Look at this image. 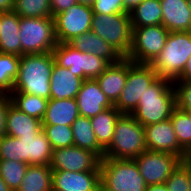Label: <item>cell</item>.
Returning a JSON list of instances; mask_svg holds the SVG:
<instances>
[{"instance_id":"cell-12","label":"cell","mask_w":191,"mask_h":191,"mask_svg":"<svg viewBox=\"0 0 191 191\" xmlns=\"http://www.w3.org/2000/svg\"><path fill=\"white\" fill-rule=\"evenodd\" d=\"M92 7L80 3L54 17L55 34L58 43H68L73 38L91 31Z\"/></svg>"},{"instance_id":"cell-26","label":"cell","mask_w":191,"mask_h":191,"mask_svg":"<svg viewBox=\"0 0 191 191\" xmlns=\"http://www.w3.org/2000/svg\"><path fill=\"white\" fill-rule=\"evenodd\" d=\"M74 138V146L94 152L100 159L104 157V149L99 145L91 120L88 117L79 116L71 125Z\"/></svg>"},{"instance_id":"cell-7","label":"cell","mask_w":191,"mask_h":191,"mask_svg":"<svg viewBox=\"0 0 191 191\" xmlns=\"http://www.w3.org/2000/svg\"><path fill=\"white\" fill-rule=\"evenodd\" d=\"M91 31L108 42L122 57H127L131 51L133 29L129 13L94 14Z\"/></svg>"},{"instance_id":"cell-32","label":"cell","mask_w":191,"mask_h":191,"mask_svg":"<svg viewBox=\"0 0 191 191\" xmlns=\"http://www.w3.org/2000/svg\"><path fill=\"white\" fill-rule=\"evenodd\" d=\"M28 166L25 162L0 159V176L12 191H17Z\"/></svg>"},{"instance_id":"cell-49","label":"cell","mask_w":191,"mask_h":191,"mask_svg":"<svg viewBox=\"0 0 191 191\" xmlns=\"http://www.w3.org/2000/svg\"><path fill=\"white\" fill-rule=\"evenodd\" d=\"M189 7L191 9V0H188Z\"/></svg>"},{"instance_id":"cell-46","label":"cell","mask_w":191,"mask_h":191,"mask_svg":"<svg viewBox=\"0 0 191 191\" xmlns=\"http://www.w3.org/2000/svg\"><path fill=\"white\" fill-rule=\"evenodd\" d=\"M189 180H190L189 191H191V161H189Z\"/></svg>"},{"instance_id":"cell-30","label":"cell","mask_w":191,"mask_h":191,"mask_svg":"<svg viewBox=\"0 0 191 191\" xmlns=\"http://www.w3.org/2000/svg\"><path fill=\"white\" fill-rule=\"evenodd\" d=\"M20 56L0 52V94H9L18 76Z\"/></svg>"},{"instance_id":"cell-41","label":"cell","mask_w":191,"mask_h":191,"mask_svg":"<svg viewBox=\"0 0 191 191\" xmlns=\"http://www.w3.org/2000/svg\"><path fill=\"white\" fill-rule=\"evenodd\" d=\"M14 8V0H0V13L12 12Z\"/></svg>"},{"instance_id":"cell-15","label":"cell","mask_w":191,"mask_h":191,"mask_svg":"<svg viewBox=\"0 0 191 191\" xmlns=\"http://www.w3.org/2000/svg\"><path fill=\"white\" fill-rule=\"evenodd\" d=\"M147 150L167 152L186 160L187 153L180 147L171 119L144 126Z\"/></svg>"},{"instance_id":"cell-33","label":"cell","mask_w":191,"mask_h":191,"mask_svg":"<svg viewBox=\"0 0 191 191\" xmlns=\"http://www.w3.org/2000/svg\"><path fill=\"white\" fill-rule=\"evenodd\" d=\"M170 119L180 147L188 154L191 151V120L189 116L184 111L175 108Z\"/></svg>"},{"instance_id":"cell-38","label":"cell","mask_w":191,"mask_h":191,"mask_svg":"<svg viewBox=\"0 0 191 191\" xmlns=\"http://www.w3.org/2000/svg\"><path fill=\"white\" fill-rule=\"evenodd\" d=\"M11 104L8 94H0V138L6 135L7 111Z\"/></svg>"},{"instance_id":"cell-20","label":"cell","mask_w":191,"mask_h":191,"mask_svg":"<svg viewBox=\"0 0 191 191\" xmlns=\"http://www.w3.org/2000/svg\"><path fill=\"white\" fill-rule=\"evenodd\" d=\"M82 82V78L73 75L68 68L61 67L55 62L50 77L51 99L76 98Z\"/></svg>"},{"instance_id":"cell-47","label":"cell","mask_w":191,"mask_h":191,"mask_svg":"<svg viewBox=\"0 0 191 191\" xmlns=\"http://www.w3.org/2000/svg\"><path fill=\"white\" fill-rule=\"evenodd\" d=\"M182 111H184L189 116V118L191 120V110H182Z\"/></svg>"},{"instance_id":"cell-4","label":"cell","mask_w":191,"mask_h":191,"mask_svg":"<svg viewBox=\"0 0 191 191\" xmlns=\"http://www.w3.org/2000/svg\"><path fill=\"white\" fill-rule=\"evenodd\" d=\"M147 149L145 129L132 115L122 114L114 129L110 146L103 158L135 159Z\"/></svg>"},{"instance_id":"cell-25","label":"cell","mask_w":191,"mask_h":191,"mask_svg":"<svg viewBox=\"0 0 191 191\" xmlns=\"http://www.w3.org/2000/svg\"><path fill=\"white\" fill-rule=\"evenodd\" d=\"M122 114L113 106L90 118L99 145L106 150L112 141L115 124Z\"/></svg>"},{"instance_id":"cell-8","label":"cell","mask_w":191,"mask_h":191,"mask_svg":"<svg viewBox=\"0 0 191 191\" xmlns=\"http://www.w3.org/2000/svg\"><path fill=\"white\" fill-rule=\"evenodd\" d=\"M21 56L53 52L58 44L54 18L20 17Z\"/></svg>"},{"instance_id":"cell-9","label":"cell","mask_w":191,"mask_h":191,"mask_svg":"<svg viewBox=\"0 0 191 191\" xmlns=\"http://www.w3.org/2000/svg\"><path fill=\"white\" fill-rule=\"evenodd\" d=\"M55 62L83 80L96 79L110 65L105 59L81 52L68 43H58L53 50Z\"/></svg>"},{"instance_id":"cell-6","label":"cell","mask_w":191,"mask_h":191,"mask_svg":"<svg viewBox=\"0 0 191 191\" xmlns=\"http://www.w3.org/2000/svg\"><path fill=\"white\" fill-rule=\"evenodd\" d=\"M191 56V31L170 32L164 48L150 64L159 77L176 80Z\"/></svg>"},{"instance_id":"cell-35","label":"cell","mask_w":191,"mask_h":191,"mask_svg":"<svg viewBox=\"0 0 191 191\" xmlns=\"http://www.w3.org/2000/svg\"><path fill=\"white\" fill-rule=\"evenodd\" d=\"M169 191H189V161H181L165 182Z\"/></svg>"},{"instance_id":"cell-39","label":"cell","mask_w":191,"mask_h":191,"mask_svg":"<svg viewBox=\"0 0 191 191\" xmlns=\"http://www.w3.org/2000/svg\"><path fill=\"white\" fill-rule=\"evenodd\" d=\"M77 3H78L77 0H50L51 12L53 18L57 14L66 11L67 9H69L70 7L74 6Z\"/></svg>"},{"instance_id":"cell-45","label":"cell","mask_w":191,"mask_h":191,"mask_svg":"<svg viewBox=\"0 0 191 191\" xmlns=\"http://www.w3.org/2000/svg\"><path fill=\"white\" fill-rule=\"evenodd\" d=\"M77 2L83 5L92 6L95 0H77Z\"/></svg>"},{"instance_id":"cell-37","label":"cell","mask_w":191,"mask_h":191,"mask_svg":"<svg viewBox=\"0 0 191 191\" xmlns=\"http://www.w3.org/2000/svg\"><path fill=\"white\" fill-rule=\"evenodd\" d=\"M91 7L94 14L129 13L123 0H95Z\"/></svg>"},{"instance_id":"cell-5","label":"cell","mask_w":191,"mask_h":191,"mask_svg":"<svg viewBox=\"0 0 191 191\" xmlns=\"http://www.w3.org/2000/svg\"><path fill=\"white\" fill-rule=\"evenodd\" d=\"M147 184L133 159L100 160L101 191H145Z\"/></svg>"},{"instance_id":"cell-24","label":"cell","mask_w":191,"mask_h":191,"mask_svg":"<svg viewBox=\"0 0 191 191\" xmlns=\"http://www.w3.org/2000/svg\"><path fill=\"white\" fill-rule=\"evenodd\" d=\"M80 116L76 98L50 99L42 124L72 125Z\"/></svg>"},{"instance_id":"cell-29","label":"cell","mask_w":191,"mask_h":191,"mask_svg":"<svg viewBox=\"0 0 191 191\" xmlns=\"http://www.w3.org/2000/svg\"><path fill=\"white\" fill-rule=\"evenodd\" d=\"M8 95L15 108L31 117L43 120L48 105L47 99L21 92H10Z\"/></svg>"},{"instance_id":"cell-13","label":"cell","mask_w":191,"mask_h":191,"mask_svg":"<svg viewBox=\"0 0 191 191\" xmlns=\"http://www.w3.org/2000/svg\"><path fill=\"white\" fill-rule=\"evenodd\" d=\"M133 160L147 185L165 183L182 161L174 154L147 149Z\"/></svg>"},{"instance_id":"cell-42","label":"cell","mask_w":191,"mask_h":191,"mask_svg":"<svg viewBox=\"0 0 191 191\" xmlns=\"http://www.w3.org/2000/svg\"><path fill=\"white\" fill-rule=\"evenodd\" d=\"M145 191H169L165 183L147 185Z\"/></svg>"},{"instance_id":"cell-34","label":"cell","mask_w":191,"mask_h":191,"mask_svg":"<svg viewBox=\"0 0 191 191\" xmlns=\"http://www.w3.org/2000/svg\"><path fill=\"white\" fill-rule=\"evenodd\" d=\"M47 139L52 149L70 147L74 145V138L71 125L42 124Z\"/></svg>"},{"instance_id":"cell-19","label":"cell","mask_w":191,"mask_h":191,"mask_svg":"<svg viewBox=\"0 0 191 191\" xmlns=\"http://www.w3.org/2000/svg\"><path fill=\"white\" fill-rule=\"evenodd\" d=\"M128 75V59L123 57L119 62L110 64L96 78L102 92L114 104L123 90Z\"/></svg>"},{"instance_id":"cell-2","label":"cell","mask_w":191,"mask_h":191,"mask_svg":"<svg viewBox=\"0 0 191 191\" xmlns=\"http://www.w3.org/2000/svg\"><path fill=\"white\" fill-rule=\"evenodd\" d=\"M175 108V90L172 81L158 77L141 96L137 108L131 115L142 126H147L170 119Z\"/></svg>"},{"instance_id":"cell-36","label":"cell","mask_w":191,"mask_h":191,"mask_svg":"<svg viewBox=\"0 0 191 191\" xmlns=\"http://www.w3.org/2000/svg\"><path fill=\"white\" fill-rule=\"evenodd\" d=\"M175 90L176 108L191 110V81H172Z\"/></svg>"},{"instance_id":"cell-28","label":"cell","mask_w":191,"mask_h":191,"mask_svg":"<svg viewBox=\"0 0 191 191\" xmlns=\"http://www.w3.org/2000/svg\"><path fill=\"white\" fill-rule=\"evenodd\" d=\"M17 191H52V168L49 165H29Z\"/></svg>"},{"instance_id":"cell-44","label":"cell","mask_w":191,"mask_h":191,"mask_svg":"<svg viewBox=\"0 0 191 191\" xmlns=\"http://www.w3.org/2000/svg\"><path fill=\"white\" fill-rule=\"evenodd\" d=\"M0 191H12L1 176H0Z\"/></svg>"},{"instance_id":"cell-43","label":"cell","mask_w":191,"mask_h":191,"mask_svg":"<svg viewBox=\"0 0 191 191\" xmlns=\"http://www.w3.org/2000/svg\"><path fill=\"white\" fill-rule=\"evenodd\" d=\"M125 8L130 12L142 0H123Z\"/></svg>"},{"instance_id":"cell-14","label":"cell","mask_w":191,"mask_h":191,"mask_svg":"<svg viewBox=\"0 0 191 191\" xmlns=\"http://www.w3.org/2000/svg\"><path fill=\"white\" fill-rule=\"evenodd\" d=\"M100 160L94 152L73 145L53 149L49 166L62 171H100Z\"/></svg>"},{"instance_id":"cell-1","label":"cell","mask_w":191,"mask_h":191,"mask_svg":"<svg viewBox=\"0 0 191 191\" xmlns=\"http://www.w3.org/2000/svg\"><path fill=\"white\" fill-rule=\"evenodd\" d=\"M55 63L53 52L20 56L18 76L11 92L51 99L50 77Z\"/></svg>"},{"instance_id":"cell-31","label":"cell","mask_w":191,"mask_h":191,"mask_svg":"<svg viewBox=\"0 0 191 191\" xmlns=\"http://www.w3.org/2000/svg\"><path fill=\"white\" fill-rule=\"evenodd\" d=\"M13 12L19 17L53 18L50 0H14Z\"/></svg>"},{"instance_id":"cell-3","label":"cell","mask_w":191,"mask_h":191,"mask_svg":"<svg viewBox=\"0 0 191 191\" xmlns=\"http://www.w3.org/2000/svg\"><path fill=\"white\" fill-rule=\"evenodd\" d=\"M52 147L43 130L37 136L0 138V159L16 160L29 165H49Z\"/></svg>"},{"instance_id":"cell-23","label":"cell","mask_w":191,"mask_h":191,"mask_svg":"<svg viewBox=\"0 0 191 191\" xmlns=\"http://www.w3.org/2000/svg\"><path fill=\"white\" fill-rule=\"evenodd\" d=\"M42 130V121L15 108L12 104L7 111L6 135L15 138L37 136Z\"/></svg>"},{"instance_id":"cell-48","label":"cell","mask_w":191,"mask_h":191,"mask_svg":"<svg viewBox=\"0 0 191 191\" xmlns=\"http://www.w3.org/2000/svg\"><path fill=\"white\" fill-rule=\"evenodd\" d=\"M186 160L191 161V151L187 154Z\"/></svg>"},{"instance_id":"cell-18","label":"cell","mask_w":191,"mask_h":191,"mask_svg":"<svg viewBox=\"0 0 191 191\" xmlns=\"http://www.w3.org/2000/svg\"><path fill=\"white\" fill-rule=\"evenodd\" d=\"M162 26L169 32L191 31V9L188 0H160Z\"/></svg>"},{"instance_id":"cell-40","label":"cell","mask_w":191,"mask_h":191,"mask_svg":"<svg viewBox=\"0 0 191 191\" xmlns=\"http://www.w3.org/2000/svg\"><path fill=\"white\" fill-rule=\"evenodd\" d=\"M176 81H191V56L189 57L182 74Z\"/></svg>"},{"instance_id":"cell-11","label":"cell","mask_w":191,"mask_h":191,"mask_svg":"<svg viewBox=\"0 0 191 191\" xmlns=\"http://www.w3.org/2000/svg\"><path fill=\"white\" fill-rule=\"evenodd\" d=\"M132 29V47L126 58L138 64H151L164 48L170 32L162 25Z\"/></svg>"},{"instance_id":"cell-17","label":"cell","mask_w":191,"mask_h":191,"mask_svg":"<svg viewBox=\"0 0 191 191\" xmlns=\"http://www.w3.org/2000/svg\"><path fill=\"white\" fill-rule=\"evenodd\" d=\"M76 100L80 116L88 118L95 117L104 109L114 106L102 92L96 79L83 80Z\"/></svg>"},{"instance_id":"cell-10","label":"cell","mask_w":191,"mask_h":191,"mask_svg":"<svg viewBox=\"0 0 191 191\" xmlns=\"http://www.w3.org/2000/svg\"><path fill=\"white\" fill-rule=\"evenodd\" d=\"M158 77L150 64H138L128 59L126 84L114 107L121 114L131 115L137 108L141 96Z\"/></svg>"},{"instance_id":"cell-16","label":"cell","mask_w":191,"mask_h":191,"mask_svg":"<svg viewBox=\"0 0 191 191\" xmlns=\"http://www.w3.org/2000/svg\"><path fill=\"white\" fill-rule=\"evenodd\" d=\"M100 171L52 170V191H100Z\"/></svg>"},{"instance_id":"cell-22","label":"cell","mask_w":191,"mask_h":191,"mask_svg":"<svg viewBox=\"0 0 191 191\" xmlns=\"http://www.w3.org/2000/svg\"><path fill=\"white\" fill-rule=\"evenodd\" d=\"M20 17L13 11L0 13V52L21 56Z\"/></svg>"},{"instance_id":"cell-21","label":"cell","mask_w":191,"mask_h":191,"mask_svg":"<svg viewBox=\"0 0 191 191\" xmlns=\"http://www.w3.org/2000/svg\"><path fill=\"white\" fill-rule=\"evenodd\" d=\"M68 44L81 52H89L99 56L109 64L117 63L123 58L108 42L92 31L73 38Z\"/></svg>"},{"instance_id":"cell-27","label":"cell","mask_w":191,"mask_h":191,"mask_svg":"<svg viewBox=\"0 0 191 191\" xmlns=\"http://www.w3.org/2000/svg\"><path fill=\"white\" fill-rule=\"evenodd\" d=\"M129 14L132 28L162 25L160 0H142Z\"/></svg>"}]
</instances>
